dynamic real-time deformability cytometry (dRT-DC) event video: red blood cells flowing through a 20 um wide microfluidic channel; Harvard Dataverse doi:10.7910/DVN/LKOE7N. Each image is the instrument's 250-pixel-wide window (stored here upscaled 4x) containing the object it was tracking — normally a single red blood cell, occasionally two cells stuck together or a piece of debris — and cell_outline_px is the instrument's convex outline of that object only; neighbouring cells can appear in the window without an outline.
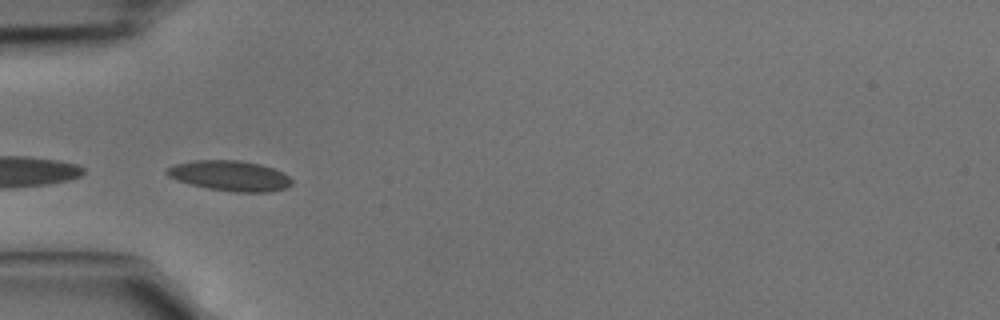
{"species": "common noctule bat (a hibernating species)", "species_latin": "Nyctalus noctula", "temperature_condition": "cold", "stored_images_in_passage": 4, "camera_frame_rate_fps": 3000, "um_per_image_px": 0.085, "animal": {"sex": "male", "body_mass_g": 15.6}, "frame": {"image": 1, "passage_image": 3, "time_ms": 0.667, "image_size_px": [1000, 320], "cell_outline_px": [[292, 184], [288, 188], [268, 192], [236, 192], [208, 188], [176, 180], [168, 176], [164, 172], [164, 168], [172, 164], [196, 160], [240, 160], [260, 164], [284, 172], [292, 180]], "centroid_in_image_um": [19.53, 14.93], "position_along_channel_um": 65.5, "area_um2": 22.25}}